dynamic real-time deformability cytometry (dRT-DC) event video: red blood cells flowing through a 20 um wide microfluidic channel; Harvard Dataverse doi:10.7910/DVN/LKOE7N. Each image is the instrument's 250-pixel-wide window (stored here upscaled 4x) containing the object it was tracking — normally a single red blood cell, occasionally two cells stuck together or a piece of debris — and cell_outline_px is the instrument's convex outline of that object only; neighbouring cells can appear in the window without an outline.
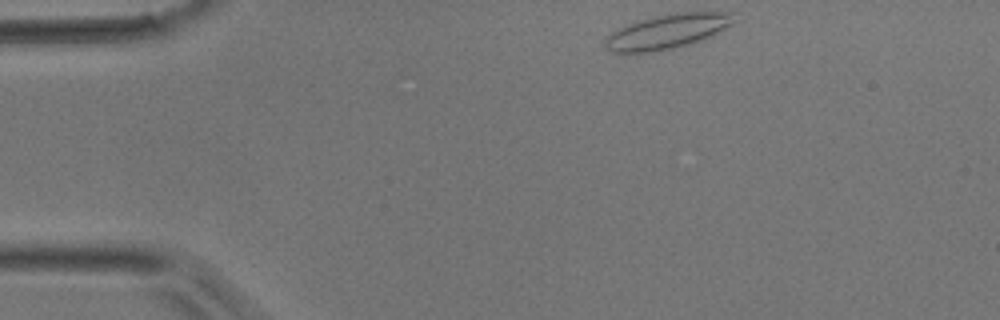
{"species": "common noctule bat (a hibernating species)", "species_latin": "Nyctalus noctula", "temperature_condition": "room temperature", "stored_images_in_passage": 41, "camera_frame_rate_fps": 3000, "um_per_image_px": 0.085, "animal": {"sex": "male", "body_mass_g": 17.9}, "frame": {"image": 1, "passage_image": 1, "time_ms": 0.0, "image_size_px": [1000, 320], "cell_outline_px": [[732, 24], [712, 36], [704, 40], [672, 48], [652, 52], [612, 52], [604, 44], [604, 40], [616, 28], [640, 20], [656, 16], [676, 12], [732, 12]], "centroid_in_image_um": [56.71, 2.67], "position_along_channel_um": 28.3, "area_um2": 25.66}}
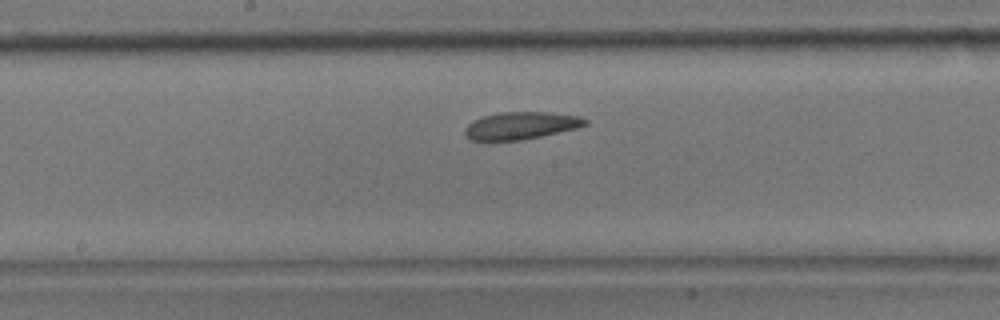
{"frame": {"image": 2, "passage_image": 18, "time_ms": 5.667, "image_size_px": [1000, 320], "cell_outline_px": [[588, 124], [576, 128], [540, 136], [520, 140], [472, 140], [464, 132], [464, 128], [472, 120], [484, 116], [500, 112], [548, 112], [580, 116], [588, 120]], "centroid_in_image_um": [44.28, 10.66], "position_along_channel_um": 203.9, "area_um2": 19.02}}
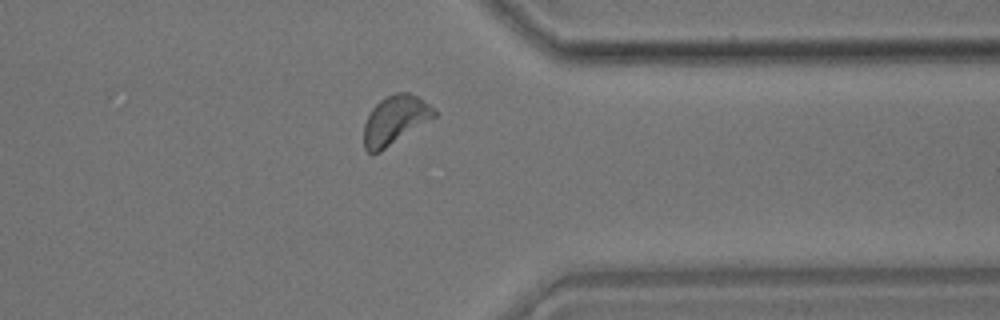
{"frame": {"image": 3, "passage_image": 31, "time_ms": 10.0, "image_size_px": [1000, 320], "cell_outline_px": [[436, 116], [380, 152], [372, 156], [364, 148], [364, 124], [372, 108], [380, 100], [396, 92], [408, 92], [416, 96], [428, 104], [436, 112]], "centroid_in_image_um": [33.54, 10.23], "position_along_channel_um": 377.9, "area_um2": 19.77}}